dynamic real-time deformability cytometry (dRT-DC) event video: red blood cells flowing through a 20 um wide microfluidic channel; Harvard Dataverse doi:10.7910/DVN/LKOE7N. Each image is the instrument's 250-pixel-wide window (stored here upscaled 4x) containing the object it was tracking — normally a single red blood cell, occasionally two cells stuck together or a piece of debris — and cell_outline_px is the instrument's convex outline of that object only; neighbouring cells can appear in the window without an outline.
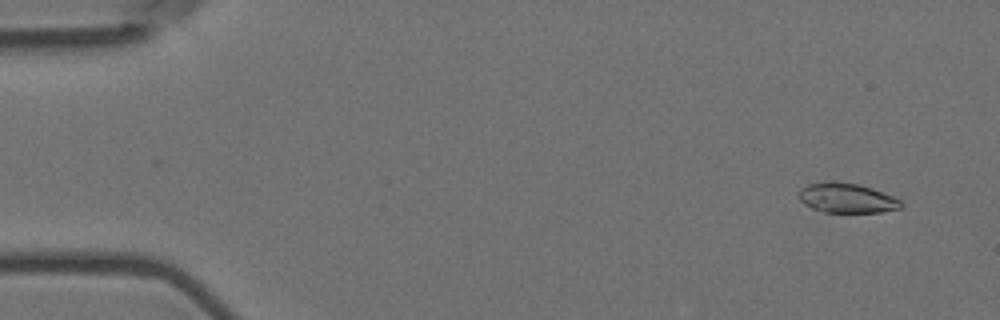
{"species": "Egyptian fruit bat (a non-hibernating species)", "species_latin": "Rousettus aegyptiacus", "temperature_condition": "room temperature", "stored_images_in_passage": 57, "camera_frame_rate_fps": 3000, "um_per_image_px": 0.085, "animal": {"sex": "female"}, "frame": {"image": 1, "passage_image": 4, "time_ms": 1.0, "image_size_px": [1000, 320], "cell_outline_px": [[900, 208], [880, 212], [824, 212], [812, 208], [804, 204], [796, 196], [796, 192], [800, 188], [808, 184], [820, 180], [832, 180], [860, 184], [872, 188], [892, 196], [900, 200]], "centroid_in_image_um": [71.87, 16.8], "position_along_channel_um": 13.1, "area_um2": 18.03}}
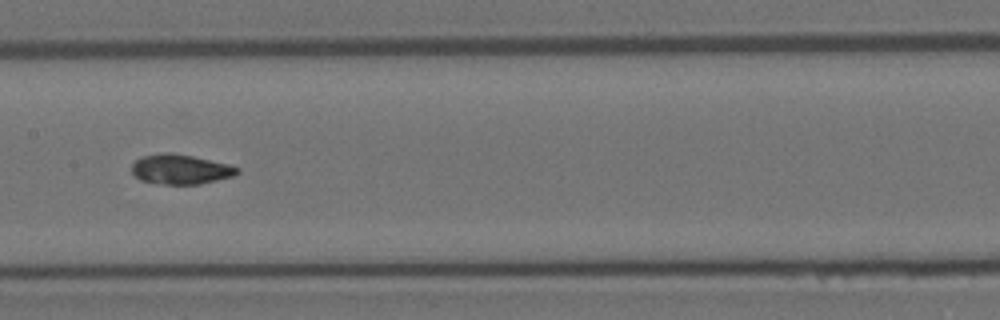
{"frame": {"image": 2, "passage_image": 29, "time_ms": 9.333, "image_size_px": [1000, 320], "cell_outline_px": [[240, 172], [236, 176], [200, 184], [160, 184], [140, 180], [132, 172], [132, 164], [136, 160], [144, 156], [160, 152], [168, 152], [192, 156], [228, 164], [240, 168]], "centroid_in_image_um": [15.37, 14.39], "position_along_channel_um": 192.0, "area_um2": 18.38}}
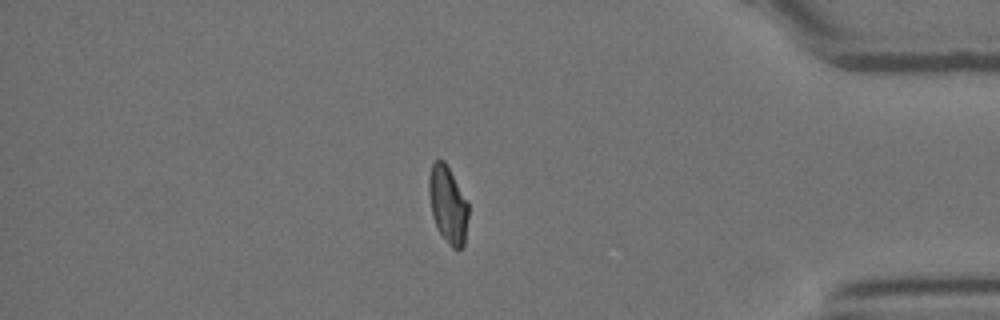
{"frame": {"image": 3, "passage_image": 49, "time_ms": 16.0, "image_size_px": [1000, 320], "cell_outline_px": [[468, 216], [464, 244], [460, 248], [452, 248], [448, 244], [440, 232], [432, 216], [428, 192], [428, 176], [432, 164], [436, 160], [444, 160], [468, 204]], "centroid_in_image_um": [38.05, 17.39], "position_along_channel_um": 397.2, "area_um2": 17.4}, "authors_computed_cell_mechanics": {"area_um2": 18.3804, "velocity_mm_per_s": 3.5713, "shape_relaxation_time_tau1_ms": null, "shape_relaxation_time_tau2_ms": 2.2769, "deformation_change_tau1": null, "deformation_change_tau2": 0.0572}}